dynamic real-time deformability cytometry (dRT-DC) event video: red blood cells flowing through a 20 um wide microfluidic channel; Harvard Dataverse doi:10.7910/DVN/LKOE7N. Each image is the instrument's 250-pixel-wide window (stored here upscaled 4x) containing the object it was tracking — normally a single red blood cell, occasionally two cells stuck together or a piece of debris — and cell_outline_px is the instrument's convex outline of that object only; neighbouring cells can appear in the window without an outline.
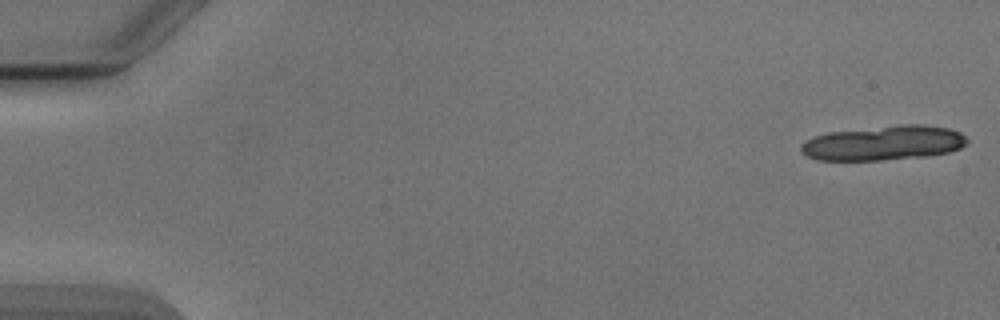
{"species": "Egyptian fruit bat (a non-hibernating species)", "species_latin": "Rousettus aegyptiacus", "temperature_condition": "cold", "stored_images_in_passage": 4, "camera_frame_rate_fps": 3000, "um_per_image_px": 0.085, "animal": {"sex": "male"}, "frame": {"image": 1, "passage_image": 1, "time_ms": 0.0, "image_size_px": [1000, 320], "cell_outline_px": [[968, 140], [960, 148], [948, 152], [928, 156], [880, 160], [816, 160], [800, 152], [800, 144], [816, 136], [828, 132], [900, 124], [924, 124], [948, 128], [960, 132]], "centroid_in_image_um": [75.1, 12.15], "position_along_channel_um": 9.9, "area_um2": 33.52}}